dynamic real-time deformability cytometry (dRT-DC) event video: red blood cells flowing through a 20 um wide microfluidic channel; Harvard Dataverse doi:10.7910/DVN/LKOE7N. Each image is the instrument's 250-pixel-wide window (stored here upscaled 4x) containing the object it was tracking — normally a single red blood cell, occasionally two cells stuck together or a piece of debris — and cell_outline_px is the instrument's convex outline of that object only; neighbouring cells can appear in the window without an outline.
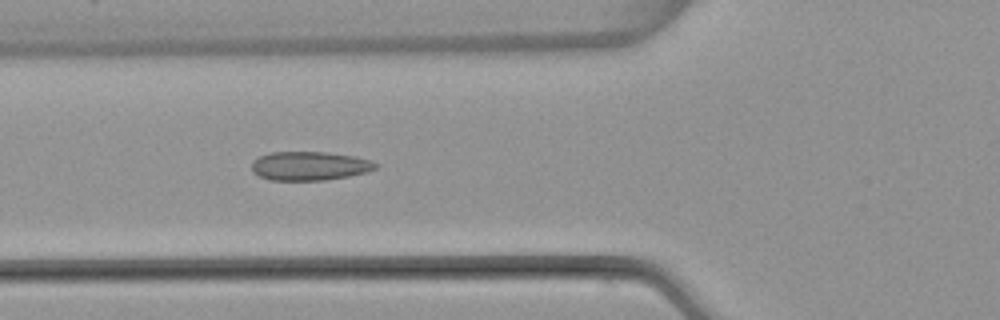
{"species": "common noctule bat (a hibernating species)", "species_latin": "Nyctalus noctula", "temperature_condition": "warm", "stored_images_in_passage": 5, "camera_frame_rate_fps": 3000, "um_per_image_px": 0.085, "animal": {"sex": "female", "body_mass_g": 22.7, "forearm_length_mm": 54.2}, "frame": {"image": 1, "passage_image": 5, "time_ms": 5.667, "image_size_px": [1000, 320], "cell_outline_px": [[380, 164], [376, 168], [368, 172], [348, 176], [324, 180], [268, 180], [252, 172], [252, 160], [260, 156], [272, 152], [328, 152], [356, 156]], "centroid_in_image_um": [26.32, 14.1], "position_along_channel_um": 99.5, "area_um2": 20.92}}